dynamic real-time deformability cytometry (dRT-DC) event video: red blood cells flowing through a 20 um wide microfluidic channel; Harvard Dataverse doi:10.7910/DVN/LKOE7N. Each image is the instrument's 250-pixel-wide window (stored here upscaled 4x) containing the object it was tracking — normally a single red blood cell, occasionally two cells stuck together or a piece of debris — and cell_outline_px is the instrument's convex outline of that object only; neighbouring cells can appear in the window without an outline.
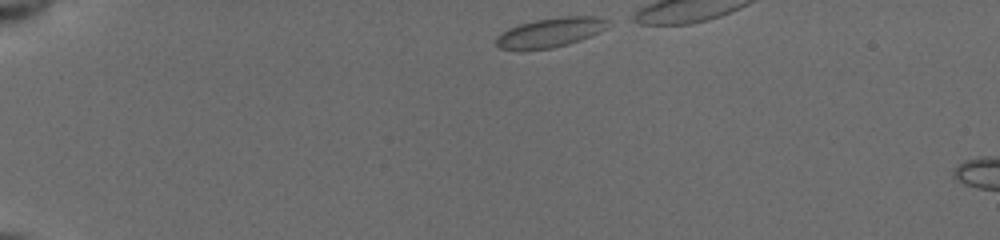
{"species": "common noctule bat (a hibernating species)", "species_latin": "Nyctalus noctula", "temperature_condition": "cold", "stored_images_in_passage": 6, "camera_frame_rate_fps": 3000, "um_per_image_px": 0.085, "animal": {"sex": "female", "body_mass_g": 19.5, "forearm_length_mm": 54.1}, "frame": {"image": 1, "passage_image": 1, "time_ms": 0.0, "image_size_px": [1000, 240], "cell_outline_px": [[612, 20], [608, 28], [592, 36], [568, 44], [552, 48], [500, 48], [496, 44], [496, 36], [508, 28], [520, 24], [536, 20], [560, 16], [600, 16]], "centroid_in_image_um": [46.9, 2.72], "position_along_channel_um": 38.1, "area_um2": 19.13}}